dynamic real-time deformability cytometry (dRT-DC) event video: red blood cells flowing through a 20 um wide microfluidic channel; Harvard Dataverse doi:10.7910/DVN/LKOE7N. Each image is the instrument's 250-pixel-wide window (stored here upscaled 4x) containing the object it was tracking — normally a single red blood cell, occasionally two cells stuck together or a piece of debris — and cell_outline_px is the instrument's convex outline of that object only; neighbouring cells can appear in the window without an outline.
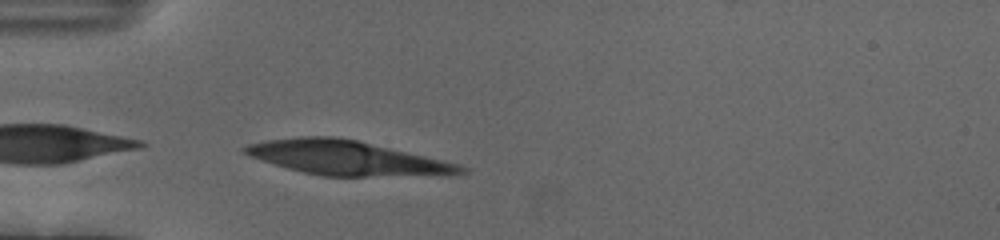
{"species": "human", "species_latin": "Homo sapiens", "temperature_condition": "cold", "stored_images_in_passage": 37, "camera_frame_rate_fps": 3000, "um_per_image_px": 0.085, "donor": {"sex": "female"}, "frame": {"image": 1, "passage_image": 1, "time_ms": 0.0, "image_size_px": [1000, 240], "cell_outline_px": [[468, 172], [448, 176], [324, 176], [304, 172], [288, 168], [248, 156], [240, 152], [240, 148], [248, 144], [268, 140], [300, 136], [336, 136], [356, 140], [444, 160], [460, 164], [468, 168]], "centroid_in_image_um": [29.54, 13.43], "position_along_channel_um": 55.5, "area_um2": 43.47}}
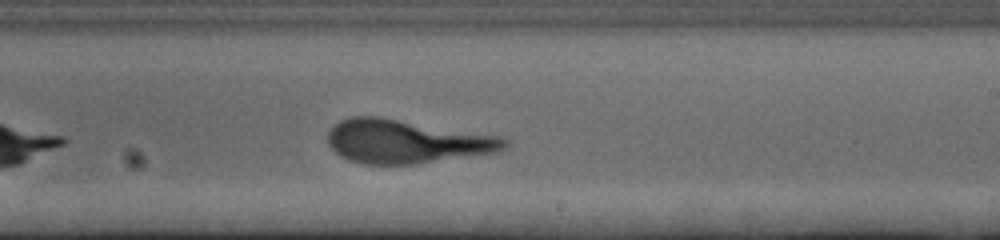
{"frame": {"image": 2, "passage_image": 18, "time_ms": 5.667, "image_size_px": [1000, 240], "cell_outline_px": [[508, 144], [504, 148], [496, 152], [416, 164], [364, 164], [348, 160], [340, 156], [328, 144], [328, 132], [340, 120], [352, 116], [376, 116], [504, 136], [508, 140]], "centroid_in_image_um": [34.55, 12.02], "position_along_channel_um": 254.4, "area_um2": 44.91}}
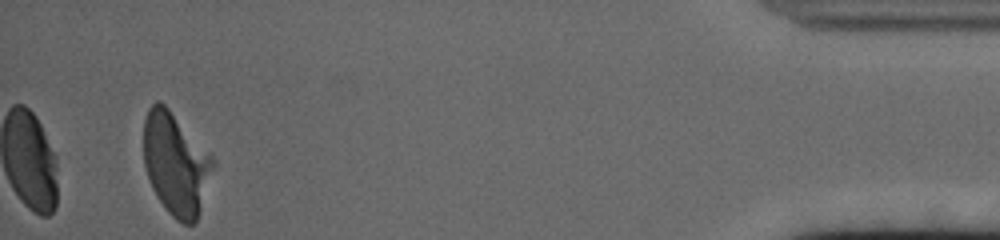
{"frame": {"image": 3, "passage_image": 37, "time_ms": 12.0, "image_size_px": [1000, 240], "cell_outline_px": [[216, 164], [196, 224], [184, 224], [176, 220], [168, 212], [156, 196], [152, 188], [144, 164], [144, 120], [148, 108], [156, 100], [164, 104], [168, 108], [216, 160]], "centroid_in_image_um": [14.96, 13.96], "position_along_channel_um": 420.2, "area_um2": 41.44}}